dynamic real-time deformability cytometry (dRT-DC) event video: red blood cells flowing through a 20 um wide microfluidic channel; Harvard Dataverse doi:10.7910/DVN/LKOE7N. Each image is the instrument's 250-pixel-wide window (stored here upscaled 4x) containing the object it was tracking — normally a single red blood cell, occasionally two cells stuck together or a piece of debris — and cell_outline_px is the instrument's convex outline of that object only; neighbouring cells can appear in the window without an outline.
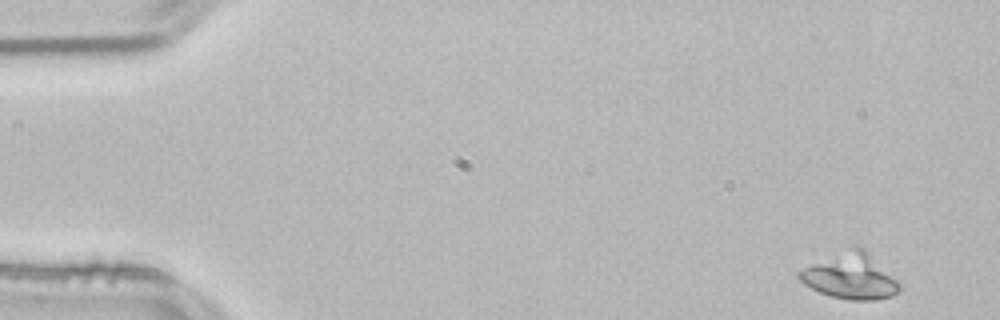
{"species": "common noctule bat (a hibernating species)", "species_latin": "Nyctalus noctula", "temperature_condition": "room temperature", "stored_images_in_passage": 51, "camera_frame_rate_fps": 3000, "um_per_image_px": 0.085, "animal": {"sex": "male", "body_mass_g": 21.5, "forearm_length_mm": 52.0}, "frame": {"image": 1, "passage_image": 1, "time_ms": 0.0, "image_size_px": [1000, 320], "cell_outline_px": [[900, 288], [892, 296], [876, 300], [852, 300], [832, 296], [820, 292], [804, 284], [796, 276], [796, 272], [852, 244], [860, 244], [900, 284]], "centroid_in_image_um": [72.26, 23.45], "position_along_channel_um": 12.7, "area_um2": 26.59}}
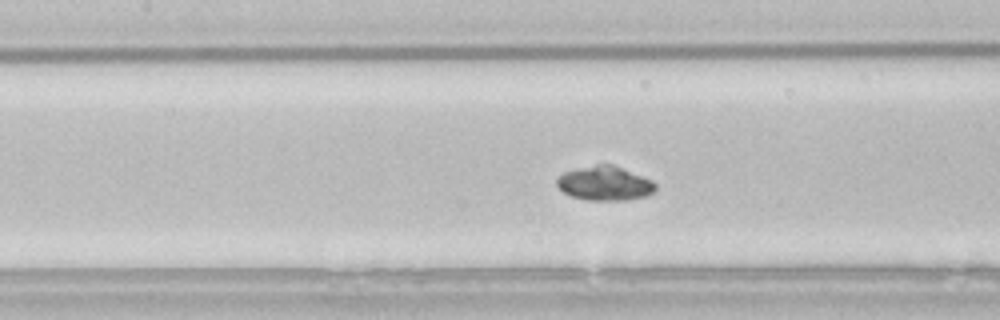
{"frame": {"image": 2, "passage_image": 22, "time_ms": 7.0, "image_size_px": [1000, 320], "cell_outline_px": [[656, 192], [648, 196], [628, 200], [588, 200], [572, 196], [564, 192], [556, 184], [556, 180], [564, 172], [576, 168], [596, 164], [612, 164], [652, 180], [656, 184]], "centroid_in_image_um": [51.44, 15.59], "position_along_channel_um": 156.0, "area_um2": 19.77}}
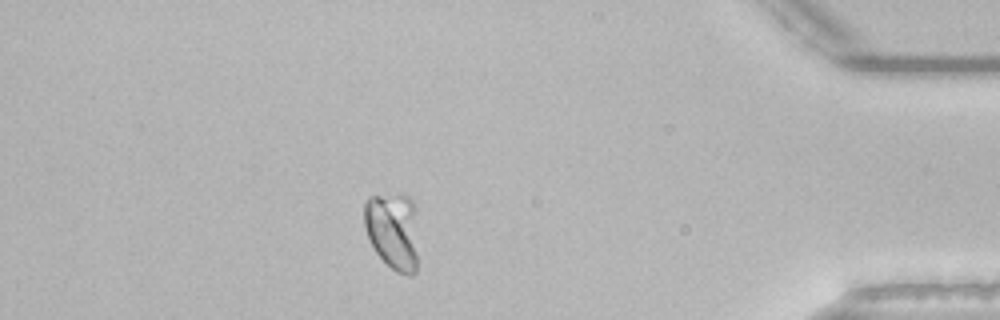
{"frame": {"image": 3, "passage_image": 45, "time_ms": 14.667, "image_size_px": [1000, 320], "cell_outline_px": [[416, 272], [412, 276], [408, 276], [396, 272], [376, 252], [368, 236], [364, 224], [364, 204], [368, 196], [396, 192], [404, 192], [412, 200], [416, 208]], "centroid_in_image_um": [33.4, 19.54], "position_along_channel_um": 401.8, "area_um2": 24.91}}